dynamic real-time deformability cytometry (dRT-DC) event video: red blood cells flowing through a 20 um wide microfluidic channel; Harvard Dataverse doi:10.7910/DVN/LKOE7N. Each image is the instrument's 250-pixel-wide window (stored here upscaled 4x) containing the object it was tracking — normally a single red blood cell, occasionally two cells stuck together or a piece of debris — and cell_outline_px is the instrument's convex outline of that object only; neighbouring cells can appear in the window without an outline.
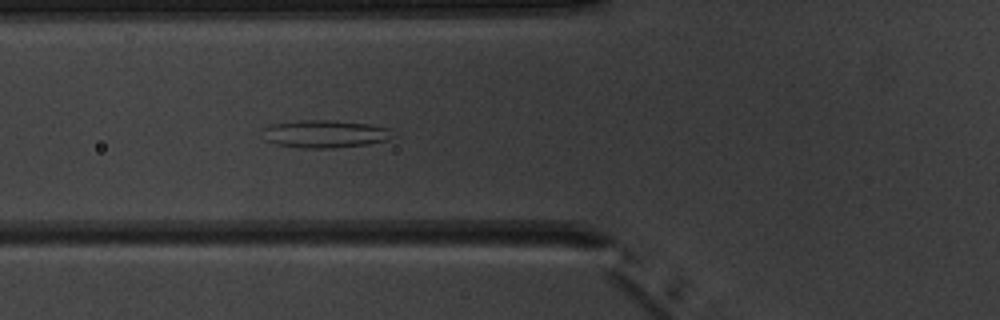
{"species": "common noctule bat (a hibernating species)", "species_latin": "Nyctalus noctula", "temperature_condition": "warm", "stored_images_in_passage": 6, "camera_frame_rate_fps": 3000, "um_per_image_px": 0.085, "animal": {"sex": "male", "body_mass_g": 20.1, "forearm_length_mm": 53.5}, "frame": {"image": 1, "passage_image": 6, "time_ms": 6.333, "image_size_px": [1000, 320], "cell_outline_px": [[396, 136], [384, 140], [368, 144], [332, 148], [300, 148], [276, 144], [264, 140], [264, 128], [272, 124], [296, 120], [328, 120], [368, 124], [388, 128]], "centroid_in_image_um": [27.59, 11.38], "position_along_channel_um": 98.2, "area_um2": 20.92}}